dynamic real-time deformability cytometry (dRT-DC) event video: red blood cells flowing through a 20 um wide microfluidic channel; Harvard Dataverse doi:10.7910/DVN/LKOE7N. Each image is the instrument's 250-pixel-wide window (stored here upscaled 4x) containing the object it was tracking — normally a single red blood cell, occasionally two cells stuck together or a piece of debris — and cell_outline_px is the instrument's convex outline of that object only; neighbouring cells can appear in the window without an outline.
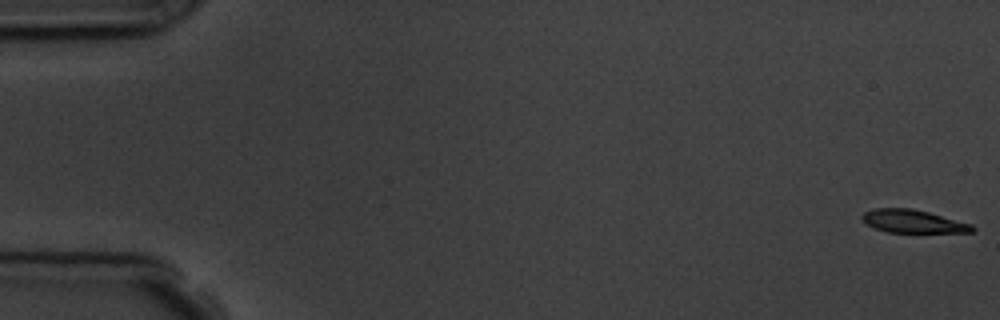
{"species": "common noctule bat (a hibernating species)", "species_latin": "Nyctalus noctula", "temperature_condition": "room temperature", "stored_images_in_passage": 11, "camera_frame_rate_fps": 3000, "um_per_image_px": 0.085, "animal": {"sex": "male", "body_mass_g": 19.5, "forearm_length_mm": 54.6}, "frame": {"image": 1, "passage_image": 1, "time_ms": 0.0, "image_size_px": [1000, 320], "cell_outline_px": [[976, 228], [972, 232], [888, 232], [872, 228], [860, 216], [864, 212], [872, 208], [912, 208], [928, 212], [972, 224]], "centroid_in_image_um": [77.58, 18.81], "position_along_channel_um": 7.4, "area_um2": 14.74}}
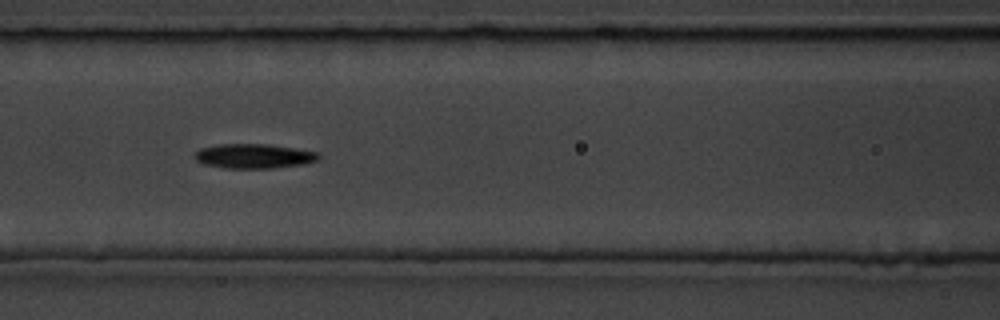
{"frame": {"image": 2, "passage_image": 7, "time_ms": 7.667, "image_size_px": [1000, 320], "cell_outline_px": [[320, 156], [316, 160], [304, 164], [272, 168], [224, 168], [204, 164], [196, 160], [196, 152], [200, 148], [220, 144], [264, 144], [320, 152]], "centroid_in_image_um": [21.58, 13.27], "position_along_channel_um": 145.0, "area_um2": 17.51}}
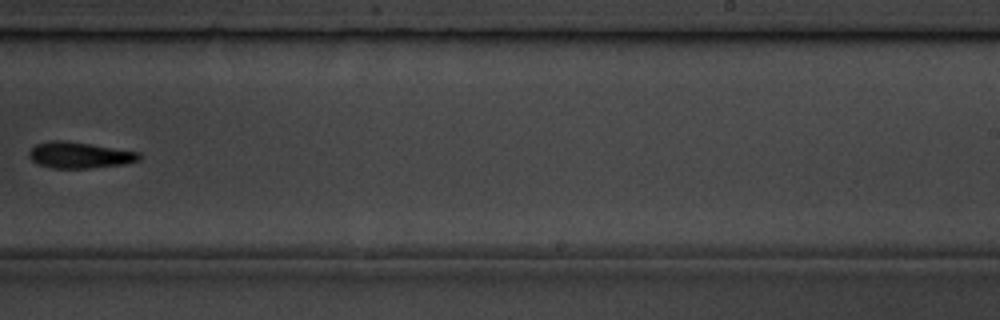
{"frame": {"image": 3, "passage_image": 10, "time_ms": 11.333, "image_size_px": [1000, 320], "cell_outline_px": [[140, 160], [124, 164], [92, 168], [52, 168], [36, 164], [28, 156], [28, 152], [36, 144], [52, 140], [64, 140], [92, 144], [140, 152]], "centroid_in_image_um": [6.75, 13.18], "position_along_channel_um": 282.3, "area_um2": 16.94}}